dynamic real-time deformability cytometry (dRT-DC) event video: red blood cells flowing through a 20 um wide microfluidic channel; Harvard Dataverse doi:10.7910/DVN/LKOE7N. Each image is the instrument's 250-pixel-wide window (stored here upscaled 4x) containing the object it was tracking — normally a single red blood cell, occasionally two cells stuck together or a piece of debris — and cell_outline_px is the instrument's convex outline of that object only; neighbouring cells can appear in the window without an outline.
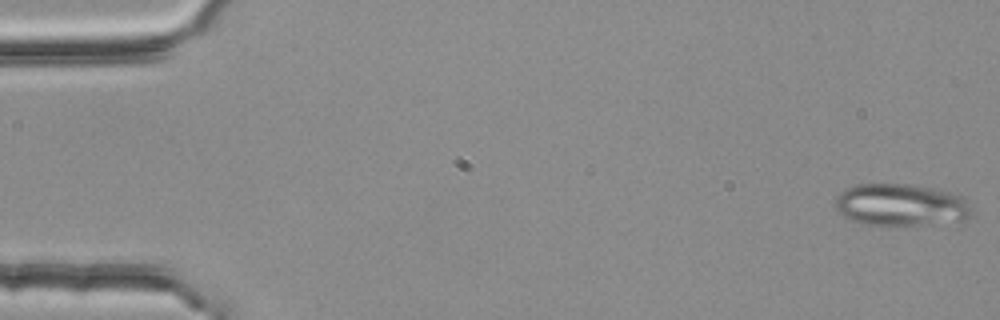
{"species": "common noctule bat (a hibernating species)", "species_latin": "Nyctalus noctula", "temperature_condition": "room temperature", "stored_images_in_passage": 54, "segment_of_instrument_passage": [1, 2], "camera_frame_rate_fps": 3000, "um_per_image_px": 0.085, "animal": {"sex": "female", "body_mass_g": 25.1}, "frame": {"image": 1, "passage_image": 1, "time_ms": 0.0, "image_size_px": [1000, 320], "cell_outline_px": [[972, 212], [968, 216], [960, 220], [888, 228], [884, 228], [860, 224], [844, 216], [836, 208], [836, 196], [844, 188], [856, 184], [912, 184], [936, 188], [952, 192], [964, 196], [972, 208]], "centroid_in_image_um": [76.55, 17.43], "position_along_channel_um": 8.5, "area_um2": 34.39}}